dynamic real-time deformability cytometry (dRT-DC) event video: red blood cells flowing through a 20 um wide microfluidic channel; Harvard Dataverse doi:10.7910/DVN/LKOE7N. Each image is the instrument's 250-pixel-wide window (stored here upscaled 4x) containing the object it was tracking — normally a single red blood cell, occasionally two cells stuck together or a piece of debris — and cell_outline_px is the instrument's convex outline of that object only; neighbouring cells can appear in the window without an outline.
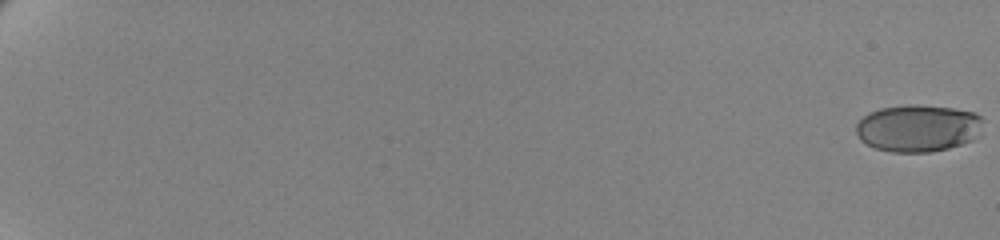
{"species": "human", "species_latin": "Homo sapiens", "temperature_condition": "cold", "stored_images_in_passage": 19, "camera_frame_rate_fps": 3000, "um_per_image_px": 0.085, "donor": {"sex": "female"}, "frame": {"image": 1, "passage_image": 1, "time_ms": 0.0, "image_size_px": [1000, 240], "cell_outline_px": [[980, 136], [972, 140], [948, 148], [928, 152], [892, 152], [876, 148], [860, 140], [856, 132], [856, 124], [864, 116], [880, 108], [908, 104], [916, 104], [952, 108], [972, 112], [980, 116]], "centroid_in_image_um": [78.02, 10.89], "position_along_channel_um": 7.0, "area_um2": 34.68}}